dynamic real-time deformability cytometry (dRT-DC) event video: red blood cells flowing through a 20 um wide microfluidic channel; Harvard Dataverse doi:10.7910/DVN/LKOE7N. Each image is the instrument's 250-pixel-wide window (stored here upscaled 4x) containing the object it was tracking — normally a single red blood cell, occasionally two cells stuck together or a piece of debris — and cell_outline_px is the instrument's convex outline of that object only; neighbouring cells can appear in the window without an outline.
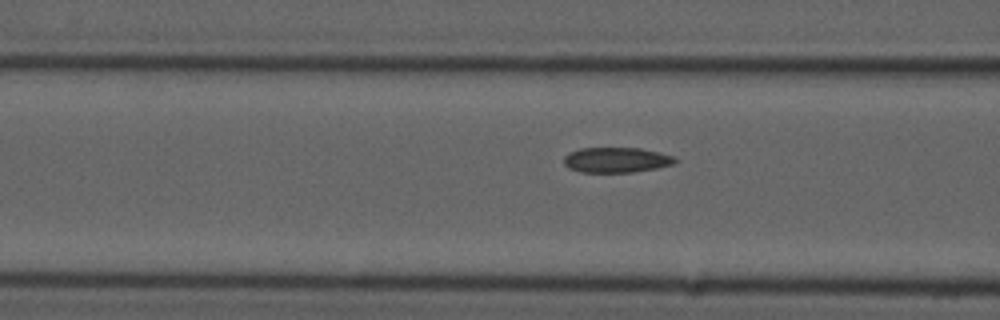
{"species": "common noctule bat (a hibernating species)", "species_latin": "Nyctalus noctula", "temperature_condition": "cold", "stored_images_in_passage": 9, "camera_frame_rate_fps": 3000, "um_per_image_px": 0.085, "animal": {"sex": "male", "forearm_length_mm": 52.5}, "frame": {"image": 1, "passage_image": 7, "time_ms": 2.0, "image_size_px": [1000, 320], "cell_outline_px": [[680, 160], [676, 164], [656, 168], [632, 172], [580, 172], [568, 168], [564, 164], [564, 156], [568, 152], [580, 148], [640, 148], [660, 152], [672, 156]], "centroid_in_image_um": [52.4, 13.59], "position_along_channel_um": 114.2, "area_um2": 16.53}}